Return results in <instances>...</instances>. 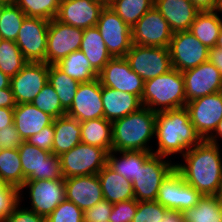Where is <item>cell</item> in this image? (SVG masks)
Here are the masks:
<instances>
[{"label":"cell","instance_id":"cell-7","mask_svg":"<svg viewBox=\"0 0 222 222\" xmlns=\"http://www.w3.org/2000/svg\"><path fill=\"white\" fill-rule=\"evenodd\" d=\"M144 81L168 73L172 68L169 48L133 44L124 57Z\"/></svg>","mask_w":222,"mask_h":222},{"label":"cell","instance_id":"cell-46","mask_svg":"<svg viewBox=\"0 0 222 222\" xmlns=\"http://www.w3.org/2000/svg\"><path fill=\"white\" fill-rule=\"evenodd\" d=\"M19 202L2 222H47L46 217L36 214L28 207H19Z\"/></svg>","mask_w":222,"mask_h":222},{"label":"cell","instance_id":"cell-58","mask_svg":"<svg viewBox=\"0 0 222 222\" xmlns=\"http://www.w3.org/2000/svg\"><path fill=\"white\" fill-rule=\"evenodd\" d=\"M5 4H6V2L0 1V13H1V10L4 7Z\"/></svg>","mask_w":222,"mask_h":222},{"label":"cell","instance_id":"cell-12","mask_svg":"<svg viewBox=\"0 0 222 222\" xmlns=\"http://www.w3.org/2000/svg\"><path fill=\"white\" fill-rule=\"evenodd\" d=\"M49 22L40 17L23 20L15 43L28 62H46Z\"/></svg>","mask_w":222,"mask_h":222},{"label":"cell","instance_id":"cell-15","mask_svg":"<svg viewBox=\"0 0 222 222\" xmlns=\"http://www.w3.org/2000/svg\"><path fill=\"white\" fill-rule=\"evenodd\" d=\"M84 29L64 24L56 18L48 26L46 63L55 65L70 53L80 50Z\"/></svg>","mask_w":222,"mask_h":222},{"label":"cell","instance_id":"cell-4","mask_svg":"<svg viewBox=\"0 0 222 222\" xmlns=\"http://www.w3.org/2000/svg\"><path fill=\"white\" fill-rule=\"evenodd\" d=\"M141 103L155 112L185 107L187 102L182 72L171 69L166 74L145 81Z\"/></svg>","mask_w":222,"mask_h":222},{"label":"cell","instance_id":"cell-57","mask_svg":"<svg viewBox=\"0 0 222 222\" xmlns=\"http://www.w3.org/2000/svg\"><path fill=\"white\" fill-rule=\"evenodd\" d=\"M215 47H217L219 49H222V28L220 30V33H219V36H218V40H217V43H216Z\"/></svg>","mask_w":222,"mask_h":222},{"label":"cell","instance_id":"cell-59","mask_svg":"<svg viewBox=\"0 0 222 222\" xmlns=\"http://www.w3.org/2000/svg\"><path fill=\"white\" fill-rule=\"evenodd\" d=\"M100 1H102L104 4L108 5L111 0H100Z\"/></svg>","mask_w":222,"mask_h":222},{"label":"cell","instance_id":"cell-41","mask_svg":"<svg viewBox=\"0 0 222 222\" xmlns=\"http://www.w3.org/2000/svg\"><path fill=\"white\" fill-rule=\"evenodd\" d=\"M46 220L47 222H84V212L71 201L64 199Z\"/></svg>","mask_w":222,"mask_h":222},{"label":"cell","instance_id":"cell-51","mask_svg":"<svg viewBox=\"0 0 222 222\" xmlns=\"http://www.w3.org/2000/svg\"><path fill=\"white\" fill-rule=\"evenodd\" d=\"M209 61L215 65L222 76V49L217 47L209 49Z\"/></svg>","mask_w":222,"mask_h":222},{"label":"cell","instance_id":"cell-29","mask_svg":"<svg viewBox=\"0 0 222 222\" xmlns=\"http://www.w3.org/2000/svg\"><path fill=\"white\" fill-rule=\"evenodd\" d=\"M222 28V18L215 11H199L191 24V32L203 45L209 49L216 46L220 30Z\"/></svg>","mask_w":222,"mask_h":222},{"label":"cell","instance_id":"cell-30","mask_svg":"<svg viewBox=\"0 0 222 222\" xmlns=\"http://www.w3.org/2000/svg\"><path fill=\"white\" fill-rule=\"evenodd\" d=\"M81 143L97 146L107 153L112 150V122L104 117L80 122Z\"/></svg>","mask_w":222,"mask_h":222},{"label":"cell","instance_id":"cell-9","mask_svg":"<svg viewBox=\"0 0 222 222\" xmlns=\"http://www.w3.org/2000/svg\"><path fill=\"white\" fill-rule=\"evenodd\" d=\"M96 28L112 58L125 57L133 45L132 29L108 5L101 10Z\"/></svg>","mask_w":222,"mask_h":222},{"label":"cell","instance_id":"cell-32","mask_svg":"<svg viewBox=\"0 0 222 222\" xmlns=\"http://www.w3.org/2000/svg\"><path fill=\"white\" fill-rule=\"evenodd\" d=\"M55 65L79 83L90 82L98 78L99 73L91 66L81 50L70 53Z\"/></svg>","mask_w":222,"mask_h":222},{"label":"cell","instance_id":"cell-40","mask_svg":"<svg viewBox=\"0 0 222 222\" xmlns=\"http://www.w3.org/2000/svg\"><path fill=\"white\" fill-rule=\"evenodd\" d=\"M31 103L54 119L66 115L67 112L62 107L58 94L49 83L41 89Z\"/></svg>","mask_w":222,"mask_h":222},{"label":"cell","instance_id":"cell-45","mask_svg":"<svg viewBox=\"0 0 222 222\" xmlns=\"http://www.w3.org/2000/svg\"><path fill=\"white\" fill-rule=\"evenodd\" d=\"M112 208L113 204L103 199L84 211V222H106L110 218Z\"/></svg>","mask_w":222,"mask_h":222},{"label":"cell","instance_id":"cell-28","mask_svg":"<svg viewBox=\"0 0 222 222\" xmlns=\"http://www.w3.org/2000/svg\"><path fill=\"white\" fill-rule=\"evenodd\" d=\"M120 153L121 157H117ZM116 154V155H115ZM153 152L145 151H122L111 150L107 153V165L115 172L133 182L136 179L139 167H142L145 161Z\"/></svg>","mask_w":222,"mask_h":222},{"label":"cell","instance_id":"cell-20","mask_svg":"<svg viewBox=\"0 0 222 222\" xmlns=\"http://www.w3.org/2000/svg\"><path fill=\"white\" fill-rule=\"evenodd\" d=\"M66 115L79 122L104 117L102 86L98 78L79 84Z\"/></svg>","mask_w":222,"mask_h":222},{"label":"cell","instance_id":"cell-48","mask_svg":"<svg viewBox=\"0 0 222 222\" xmlns=\"http://www.w3.org/2000/svg\"><path fill=\"white\" fill-rule=\"evenodd\" d=\"M23 141L14 123L0 130V150L18 149Z\"/></svg>","mask_w":222,"mask_h":222},{"label":"cell","instance_id":"cell-2","mask_svg":"<svg viewBox=\"0 0 222 222\" xmlns=\"http://www.w3.org/2000/svg\"><path fill=\"white\" fill-rule=\"evenodd\" d=\"M158 156L168 157L181 153L182 156L203 139L195 130L185 107L157 112L155 123Z\"/></svg>","mask_w":222,"mask_h":222},{"label":"cell","instance_id":"cell-14","mask_svg":"<svg viewBox=\"0 0 222 222\" xmlns=\"http://www.w3.org/2000/svg\"><path fill=\"white\" fill-rule=\"evenodd\" d=\"M24 188H27L26 190L29 188L31 202L29 210L46 218L66 199L64 179L25 181L19 190V202H22L21 192Z\"/></svg>","mask_w":222,"mask_h":222},{"label":"cell","instance_id":"cell-53","mask_svg":"<svg viewBox=\"0 0 222 222\" xmlns=\"http://www.w3.org/2000/svg\"><path fill=\"white\" fill-rule=\"evenodd\" d=\"M217 0H191L199 11H214Z\"/></svg>","mask_w":222,"mask_h":222},{"label":"cell","instance_id":"cell-35","mask_svg":"<svg viewBox=\"0 0 222 222\" xmlns=\"http://www.w3.org/2000/svg\"><path fill=\"white\" fill-rule=\"evenodd\" d=\"M48 83L58 94L62 107L68 111L80 83L69 77L56 65H49Z\"/></svg>","mask_w":222,"mask_h":222},{"label":"cell","instance_id":"cell-18","mask_svg":"<svg viewBox=\"0 0 222 222\" xmlns=\"http://www.w3.org/2000/svg\"><path fill=\"white\" fill-rule=\"evenodd\" d=\"M101 86L131 93L141 99L145 81L129 66L124 57L111 58L99 72Z\"/></svg>","mask_w":222,"mask_h":222},{"label":"cell","instance_id":"cell-24","mask_svg":"<svg viewBox=\"0 0 222 222\" xmlns=\"http://www.w3.org/2000/svg\"><path fill=\"white\" fill-rule=\"evenodd\" d=\"M102 103L104 118L110 122L121 119L143 107L138 96L106 86H102Z\"/></svg>","mask_w":222,"mask_h":222},{"label":"cell","instance_id":"cell-3","mask_svg":"<svg viewBox=\"0 0 222 222\" xmlns=\"http://www.w3.org/2000/svg\"><path fill=\"white\" fill-rule=\"evenodd\" d=\"M157 112L146 107L112 122V150L152 152Z\"/></svg>","mask_w":222,"mask_h":222},{"label":"cell","instance_id":"cell-5","mask_svg":"<svg viewBox=\"0 0 222 222\" xmlns=\"http://www.w3.org/2000/svg\"><path fill=\"white\" fill-rule=\"evenodd\" d=\"M26 181L64 179L60 158L23 141L18 148Z\"/></svg>","mask_w":222,"mask_h":222},{"label":"cell","instance_id":"cell-25","mask_svg":"<svg viewBox=\"0 0 222 222\" xmlns=\"http://www.w3.org/2000/svg\"><path fill=\"white\" fill-rule=\"evenodd\" d=\"M54 118L32 103L17 104L14 108V125L24 141L51 125Z\"/></svg>","mask_w":222,"mask_h":222},{"label":"cell","instance_id":"cell-36","mask_svg":"<svg viewBox=\"0 0 222 222\" xmlns=\"http://www.w3.org/2000/svg\"><path fill=\"white\" fill-rule=\"evenodd\" d=\"M154 3L155 0H111L108 6L132 29Z\"/></svg>","mask_w":222,"mask_h":222},{"label":"cell","instance_id":"cell-61","mask_svg":"<svg viewBox=\"0 0 222 222\" xmlns=\"http://www.w3.org/2000/svg\"><path fill=\"white\" fill-rule=\"evenodd\" d=\"M219 196H220V200H221V202H222V187H221V191H220V193H219Z\"/></svg>","mask_w":222,"mask_h":222},{"label":"cell","instance_id":"cell-56","mask_svg":"<svg viewBox=\"0 0 222 222\" xmlns=\"http://www.w3.org/2000/svg\"><path fill=\"white\" fill-rule=\"evenodd\" d=\"M214 11L218 13V11L220 13H222V0H217L216 1V5H215V8H214Z\"/></svg>","mask_w":222,"mask_h":222},{"label":"cell","instance_id":"cell-38","mask_svg":"<svg viewBox=\"0 0 222 222\" xmlns=\"http://www.w3.org/2000/svg\"><path fill=\"white\" fill-rule=\"evenodd\" d=\"M27 60L15 41L2 40L0 43V71L10 78L15 76L26 64Z\"/></svg>","mask_w":222,"mask_h":222},{"label":"cell","instance_id":"cell-16","mask_svg":"<svg viewBox=\"0 0 222 222\" xmlns=\"http://www.w3.org/2000/svg\"><path fill=\"white\" fill-rule=\"evenodd\" d=\"M172 35L168 22L153 7L132 27V44L168 48Z\"/></svg>","mask_w":222,"mask_h":222},{"label":"cell","instance_id":"cell-22","mask_svg":"<svg viewBox=\"0 0 222 222\" xmlns=\"http://www.w3.org/2000/svg\"><path fill=\"white\" fill-rule=\"evenodd\" d=\"M64 182L66 199L83 212L104 199L97 174L66 178Z\"/></svg>","mask_w":222,"mask_h":222},{"label":"cell","instance_id":"cell-27","mask_svg":"<svg viewBox=\"0 0 222 222\" xmlns=\"http://www.w3.org/2000/svg\"><path fill=\"white\" fill-rule=\"evenodd\" d=\"M52 154L60 156L81 143L80 122L68 115L55 118Z\"/></svg>","mask_w":222,"mask_h":222},{"label":"cell","instance_id":"cell-23","mask_svg":"<svg viewBox=\"0 0 222 222\" xmlns=\"http://www.w3.org/2000/svg\"><path fill=\"white\" fill-rule=\"evenodd\" d=\"M154 7L168 22L173 33L189 31L199 12L191 0H155Z\"/></svg>","mask_w":222,"mask_h":222},{"label":"cell","instance_id":"cell-10","mask_svg":"<svg viewBox=\"0 0 222 222\" xmlns=\"http://www.w3.org/2000/svg\"><path fill=\"white\" fill-rule=\"evenodd\" d=\"M168 48L172 68L180 72L195 68L209 60V48L189 31L173 33Z\"/></svg>","mask_w":222,"mask_h":222},{"label":"cell","instance_id":"cell-6","mask_svg":"<svg viewBox=\"0 0 222 222\" xmlns=\"http://www.w3.org/2000/svg\"><path fill=\"white\" fill-rule=\"evenodd\" d=\"M64 179L98 174L107 163V152L97 146L79 143L59 156Z\"/></svg>","mask_w":222,"mask_h":222},{"label":"cell","instance_id":"cell-13","mask_svg":"<svg viewBox=\"0 0 222 222\" xmlns=\"http://www.w3.org/2000/svg\"><path fill=\"white\" fill-rule=\"evenodd\" d=\"M189 119L203 140H207L222 119V91L186 103Z\"/></svg>","mask_w":222,"mask_h":222},{"label":"cell","instance_id":"cell-52","mask_svg":"<svg viewBox=\"0 0 222 222\" xmlns=\"http://www.w3.org/2000/svg\"><path fill=\"white\" fill-rule=\"evenodd\" d=\"M161 222H185V220L182 212L168 209L161 218Z\"/></svg>","mask_w":222,"mask_h":222},{"label":"cell","instance_id":"cell-49","mask_svg":"<svg viewBox=\"0 0 222 222\" xmlns=\"http://www.w3.org/2000/svg\"><path fill=\"white\" fill-rule=\"evenodd\" d=\"M16 105L11 86L9 88L0 89V108L5 107L14 109Z\"/></svg>","mask_w":222,"mask_h":222},{"label":"cell","instance_id":"cell-55","mask_svg":"<svg viewBox=\"0 0 222 222\" xmlns=\"http://www.w3.org/2000/svg\"><path fill=\"white\" fill-rule=\"evenodd\" d=\"M11 84V78L0 71V89L9 88Z\"/></svg>","mask_w":222,"mask_h":222},{"label":"cell","instance_id":"cell-11","mask_svg":"<svg viewBox=\"0 0 222 222\" xmlns=\"http://www.w3.org/2000/svg\"><path fill=\"white\" fill-rule=\"evenodd\" d=\"M202 196L174 168L162 181L156 201L167 209L183 212L197 205Z\"/></svg>","mask_w":222,"mask_h":222},{"label":"cell","instance_id":"cell-39","mask_svg":"<svg viewBox=\"0 0 222 222\" xmlns=\"http://www.w3.org/2000/svg\"><path fill=\"white\" fill-rule=\"evenodd\" d=\"M27 17H40L46 20L56 18L60 0H13Z\"/></svg>","mask_w":222,"mask_h":222},{"label":"cell","instance_id":"cell-21","mask_svg":"<svg viewBox=\"0 0 222 222\" xmlns=\"http://www.w3.org/2000/svg\"><path fill=\"white\" fill-rule=\"evenodd\" d=\"M105 5L100 0L61 1L56 19L76 28L96 27L100 12Z\"/></svg>","mask_w":222,"mask_h":222},{"label":"cell","instance_id":"cell-44","mask_svg":"<svg viewBox=\"0 0 222 222\" xmlns=\"http://www.w3.org/2000/svg\"><path fill=\"white\" fill-rule=\"evenodd\" d=\"M138 207V201L131 199L113 204L110 222H132Z\"/></svg>","mask_w":222,"mask_h":222},{"label":"cell","instance_id":"cell-26","mask_svg":"<svg viewBox=\"0 0 222 222\" xmlns=\"http://www.w3.org/2000/svg\"><path fill=\"white\" fill-rule=\"evenodd\" d=\"M97 176L106 201L115 204L135 199L132 182L115 172L107 164Z\"/></svg>","mask_w":222,"mask_h":222},{"label":"cell","instance_id":"cell-50","mask_svg":"<svg viewBox=\"0 0 222 222\" xmlns=\"http://www.w3.org/2000/svg\"><path fill=\"white\" fill-rule=\"evenodd\" d=\"M14 123V109L0 108V130Z\"/></svg>","mask_w":222,"mask_h":222},{"label":"cell","instance_id":"cell-1","mask_svg":"<svg viewBox=\"0 0 222 222\" xmlns=\"http://www.w3.org/2000/svg\"><path fill=\"white\" fill-rule=\"evenodd\" d=\"M219 148L220 145L202 140L183 155L185 162L175 163L183 179L202 195H219L221 191L222 153Z\"/></svg>","mask_w":222,"mask_h":222},{"label":"cell","instance_id":"cell-60","mask_svg":"<svg viewBox=\"0 0 222 222\" xmlns=\"http://www.w3.org/2000/svg\"><path fill=\"white\" fill-rule=\"evenodd\" d=\"M0 1L6 2V3L13 2V0H0Z\"/></svg>","mask_w":222,"mask_h":222},{"label":"cell","instance_id":"cell-33","mask_svg":"<svg viewBox=\"0 0 222 222\" xmlns=\"http://www.w3.org/2000/svg\"><path fill=\"white\" fill-rule=\"evenodd\" d=\"M185 222H222L219 195H203L198 204L182 212Z\"/></svg>","mask_w":222,"mask_h":222},{"label":"cell","instance_id":"cell-37","mask_svg":"<svg viewBox=\"0 0 222 222\" xmlns=\"http://www.w3.org/2000/svg\"><path fill=\"white\" fill-rule=\"evenodd\" d=\"M26 14L14 3H6L0 13V35L2 40L16 41Z\"/></svg>","mask_w":222,"mask_h":222},{"label":"cell","instance_id":"cell-54","mask_svg":"<svg viewBox=\"0 0 222 222\" xmlns=\"http://www.w3.org/2000/svg\"><path fill=\"white\" fill-rule=\"evenodd\" d=\"M220 137L222 139V119L219 121L218 126L214 131V133L207 140L211 143L219 145L218 138Z\"/></svg>","mask_w":222,"mask_h":222},{"label":"cell","instance_id":"cell-43","mask_svg":"<svg viewBox=\"0 0 222 222\" xmlns=\"http://www.w3.org/2000/svg\"><path fill=\"white\" fill-rule=\"evenodd\" d=\"M19 203V190L5 185L0 178V222H2Z\"/></svg>","mask_w":222,"mask_h":222},{"label":"cell","instance_id":"cell-34","mask_svg":"<svg viewBox=\"0 0 222 222\" xmlns=\"http://www.w3.org/2000/svg\"><path fill=\"white\" fill-rule=\"evenodd\" d=\"M0 178L5 185L18 190L25 183L18 149L0 150Z\"/></svg>","mask_w":222,"mask_h":222},{"label":"cell","instance_id":"cell-8","mask_svg":"<svg viewBox=\"0 0 222 222\" xmlns=\"http://www.w3.org/2000/svg\"><path fill=\"white\" fill-rule=\"evenodd\" d=\"M174 168L175 164H172L171 160L152 154L144 165L139 167L136 179L132 182L135 199L155 201L162 181Z\"/></svg>","mask_w":222,"mask_h":222},{"label":"cell","instance_id":"cell-42","mask_svg":"<svg viewBox=\"0 0 222 222\" xmlns=\"http://www.w3.org/2000/svg\"><path fill=\"white\" fill-rule=\"evenodd\" d=\"M168 209L155 201H138V207L132 222H161Z\"/></svg>","mask_w":222,"mask_h":222},{"label":"cell","instance_id":"cell-47","mask_svg":"<svg viewBox=\"0 0 222 222\" xmlns=\"http://www.w3.org/2000/svg\"><path fill=\"white\" fill-rule=\"evenodd\" d=\"M29 144L39 147L41 150L51 152L54 141V125L44 127L39 133L26 140Z\"/></svg>","mask_w":222,"mask_h":222},{"label":"cell","instance_id":"cell-19","mask_svg":"<svg viewBox=\"0 0 222 222\" xmlns=\"http://www.w3.org/2000/svg\"><path fill=\"white\" fill-rule=\"evenodd\" d=\"M182 74L186 102L222 91L221 73L209 60Z\"/></svg>","mask_w":222,"mask_h":222},{"label":"cell","instance_id":"cell-17","mask_svg":"<svg viewBox=\"0 0 222 222\" xmlns=\"http://www.w3.org/2000/svg\"><path fill=\"white\" fill-rule=\"evenodd\" d=\"M49 64L46 62H27L13 77L11 89L16 104L31 103L41 89L48 83Z\"/></svg>","mask_w":222,"mask_h":222},{"label":"cell","instance_id":"cell-31","mask_svg":"<svg viewBox=\"0 0 222 222\" xmlns=\"http://www.w3.org/2000/svg\"><path fill=\"white\" fill-rule=\"evenodd\" d=\"M80 50L99 73L112 58L108 53L105 42L96 27L84 29Z\"/></svg>","mask_w":222,"mask_h":222}]
</instances>
